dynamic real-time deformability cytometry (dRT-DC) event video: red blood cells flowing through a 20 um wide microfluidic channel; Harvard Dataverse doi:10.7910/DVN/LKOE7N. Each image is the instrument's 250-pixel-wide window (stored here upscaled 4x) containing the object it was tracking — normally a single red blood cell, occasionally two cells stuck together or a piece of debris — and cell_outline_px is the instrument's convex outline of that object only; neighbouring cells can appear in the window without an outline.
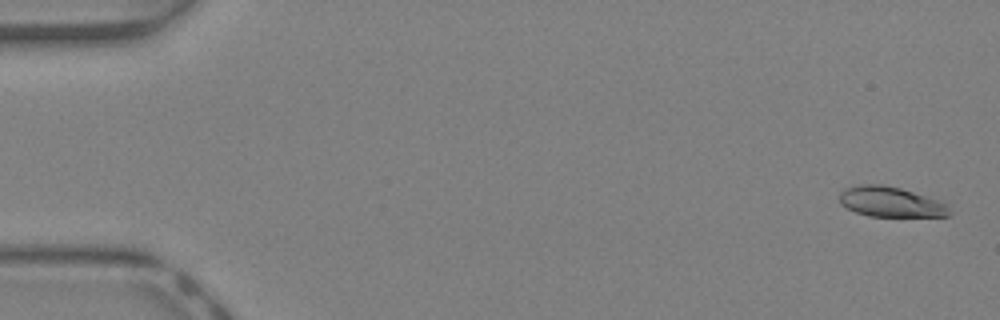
{"species": "Egyptian fruit bat (a non-hibernating species)", "species_latin": "Rousettus aegyptiacus", "temperature_condition": "warm", "stored_images_in_passage": 1, "camera_frame_rate_fps": 3000, "um_per_image_px": 0.085, "animal": {"sex": "female"}, "frame": {"image": 1, "passage_image": 1, "time_ms": 0.0, "image_size_px": [1000, 320], "cell_outline_px": [[940, 216], [880, 216], [864, 212], [864, 188], [892, 188], [904, 192], [912, 196]], "centroid_in_image_um": [75.96, 17.31], "position_along_channel_um": 9.0, "area_um2": 10.98}}